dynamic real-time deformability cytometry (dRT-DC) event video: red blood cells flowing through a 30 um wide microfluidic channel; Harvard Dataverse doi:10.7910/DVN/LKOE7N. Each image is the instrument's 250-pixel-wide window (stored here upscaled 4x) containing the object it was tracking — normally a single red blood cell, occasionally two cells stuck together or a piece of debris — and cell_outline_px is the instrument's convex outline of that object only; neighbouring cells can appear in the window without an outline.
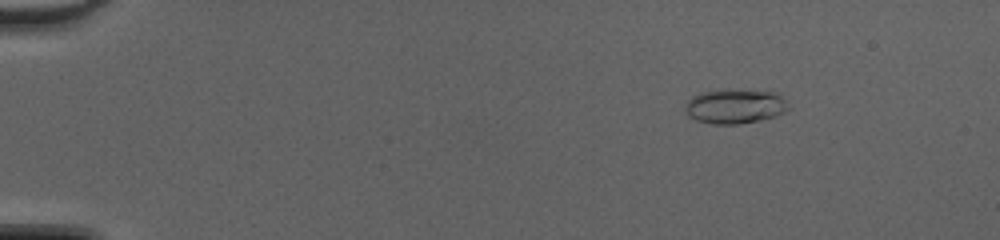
{"species": "common noctule bat (a hibernating species)", "species_latin": "Nyctalus noctula", "temperature_condition": "cold", "stored_images_in_passage": 50, "camera_frame_rate_fps": 3000, "um_per_image_px": 0.085, "animal": {"sex": "female", "body_mass_g": 20.0, "forearm_length_mm": 54.0}, "frame": {"image": 1, "passage_image": 8, "time_ms": 2.333, "image_size_px": [1000, 240], "cell_outline_px": [[792, 108], [776, 116], [760, 120], [740, 124], [712, 124], [696, 120], [688, 116], [684, 108], [688, 100], [692, 96], [700, 92], [776, 92]], "centroid_in_image_um": [62.47, 9.09], "position_along_channel_um": 22.5, "area_um2": 20.11}}
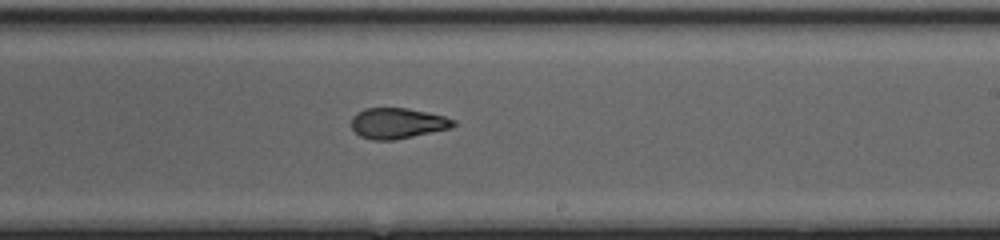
{"frame": {"image": 2, "passage_image": 32, "time_ms": 10.333, "image_size_px": [1000, 240], "cell_outline_px": [[456, 124], [448, 128], [412, 136], [392, 140], [372, 140], [360, 136], [352, 128], [352, 116], [356, 112], [364, 108], [408, 108], [428, 112], [444, 116], [456, 120]], "centroid_in_image_um": [33.76, 10.46], "position_along_channel_um": 255.2, "area_um2": 18.09}}
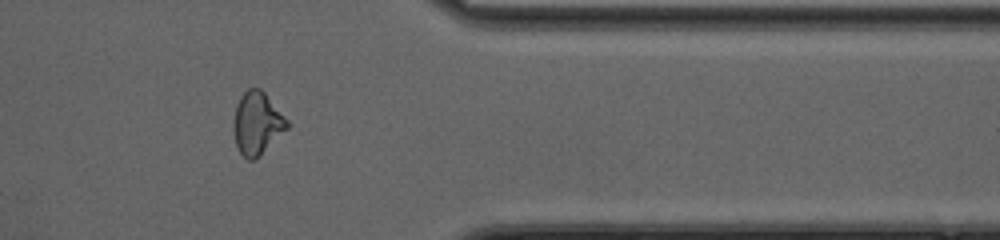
{"frame": {"image": 3, "passage_image": 42, "time_ms": 13.667, "image_size_px": [1000, 240], "cell_outline_px": [[288, 128], [256, 160], [248, 160], [236, 148], [232, 128], [232, 124], [236, 104], [240, 96], [248, 88], [260, 88], [264, 92], [288, 120]], "centroid_in_image_um": [21.82, 10.5], "position_along_channel_um": 389.6, "area_um2": 19.77}, "authors_computed_cell_mechanics": {"area_um2": 19.1896, "velocity_mm_per_s": 4.3445, "shape_relaxation_time_tau1_ms": 6.8037, "shape_relaxation_time_tau2_ms": 1.2652, "deformation_change_tau1": 0.2651, "deformation_change_tau2": 0.0765}}